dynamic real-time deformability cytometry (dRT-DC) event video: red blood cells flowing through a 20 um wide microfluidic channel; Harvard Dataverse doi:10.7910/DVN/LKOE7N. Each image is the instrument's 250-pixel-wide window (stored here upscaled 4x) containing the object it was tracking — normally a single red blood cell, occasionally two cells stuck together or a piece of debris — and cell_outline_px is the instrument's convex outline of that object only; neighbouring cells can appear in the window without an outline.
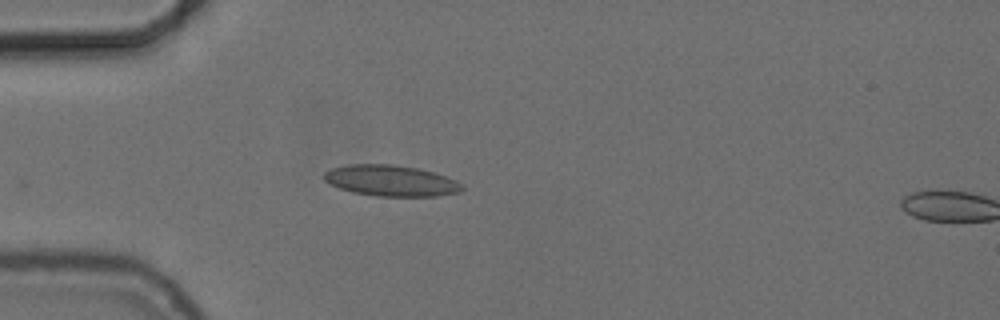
{"species": "common noctule bat (a hibernating species)", "species_latin": "Nyctalus noctula", "temperature_condition": "cold", "stored_images_in_passage": 3, "camera_frame_rate_fps": 3000, "um_per_image_px": 0.085, "animal": {"sex": "female", "body_mass_g": 24.6, "forearm_length_mm": 56.2}, "frame": {"image": 1, "passage_image": 1, "time_ms": 0.0, "image_size_px": [1000, 320], "cell_outline_px": [[464, 188], [460, 192], [436, 196], [376, 196], [352, 192], [340, 188], [324, 180], [324, 172], [332, 168], [348, 164], [392, 164], [416, 168], [432, 172], [456, 180], [464, 184]], "centroid_in_image_um": [33.24, 15.36], "position_along_channel_um": 51.8, "area_um2": 24.85}}